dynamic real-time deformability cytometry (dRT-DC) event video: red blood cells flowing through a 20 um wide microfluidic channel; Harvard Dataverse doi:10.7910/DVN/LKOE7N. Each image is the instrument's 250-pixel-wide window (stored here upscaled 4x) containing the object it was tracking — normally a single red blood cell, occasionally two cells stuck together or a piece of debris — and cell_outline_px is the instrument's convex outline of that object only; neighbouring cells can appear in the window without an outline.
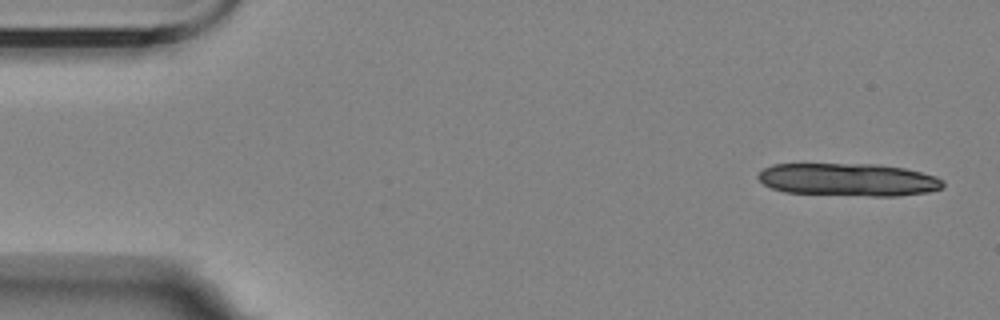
{"species": "Egyptian fruit bat (a non-hibernating species)", "species_latin": "Rousettus aegyptiacus", "temperature_condition": "room temperature", "stored_images_in_passage": 6, "camera_frame_rate_fps": 3000, "um_per_image_px": 0.085, "animal": {"sex": "female"}, "frame": {"image": 1, "passage_image": 1, "time_ms": 0.0, "image_size_px": [1000, 320], "cell_outline_px": [[944, 188], [928, 192], [896, 196], [872, 196], [784, 192], [772, 188], [764, 184], [756, 176], [764, 168], [772, 164], [880, 164], [904, 168], [936, 176], [944, 180]], "centroid_in_image_um": [72.14, 15.27], "position_along_channel_um": 12.9, "area_um2": 35.43}}
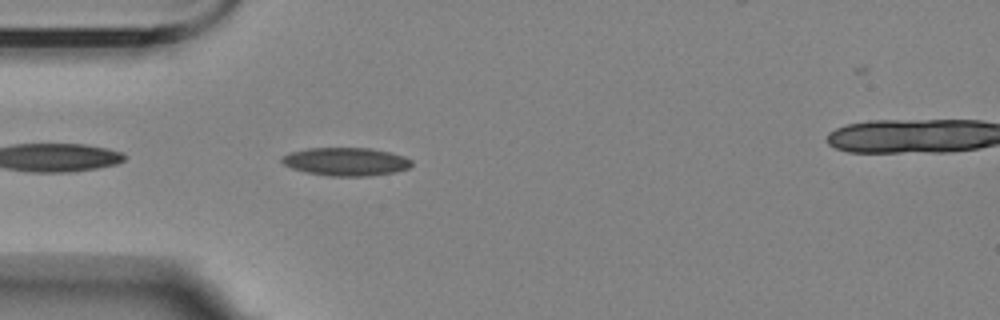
{"frame": {"image": 2, "passage_image": 5, "time_ms": 4.667, "image_size_px": [1000, 320], "cell_outline_px": [[412, 164], [408, 168], [396, 172], [368, 176], [328, 176], [304, 172], [292, 168], [284, 164], [280, 160], [284, 156], [292, 152], [308, 148], [368, 148], [388, 152], [404, 156], [412, 160]], "centroid_in_image_um": [29.41, 13.75], "position_along_channel_um": 55.6, "area_um2": 21.21}}